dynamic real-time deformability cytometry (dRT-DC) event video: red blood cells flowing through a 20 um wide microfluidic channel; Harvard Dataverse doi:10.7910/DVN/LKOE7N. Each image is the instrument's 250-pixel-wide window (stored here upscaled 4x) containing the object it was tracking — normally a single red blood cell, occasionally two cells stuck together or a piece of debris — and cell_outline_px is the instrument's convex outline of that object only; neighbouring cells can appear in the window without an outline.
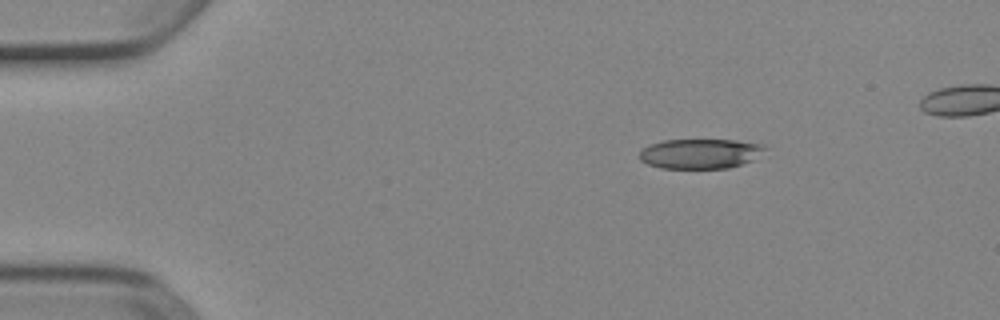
{"species": "Egyptian fruit bat (a non-hibernating species)", "species_latin": "Rousettus aegyptiacus", "temperature_condition": "cold", "stored_images_in_passage": 4, "camera_frame_rate_fps": 3000, "um_per_image_px": 0.085, "animal": {"sex": "female"}, "frame": {"image": 1, "passage_image": 1, "time_ms": 0.0, "image_size_px": [1000, 320], "cell_outline_px": [[768, 148], [752, 160], [728, 168], [660, 168], [648, 164], [640, 160], [640, 152], [644, 148], [652, 144], [664, 140], [736, 140], [764, 144]], "centroid_in_image_um": [59.54, 13.06], "position_along_channel_um": 25.5, "area_um2": 21.68}}